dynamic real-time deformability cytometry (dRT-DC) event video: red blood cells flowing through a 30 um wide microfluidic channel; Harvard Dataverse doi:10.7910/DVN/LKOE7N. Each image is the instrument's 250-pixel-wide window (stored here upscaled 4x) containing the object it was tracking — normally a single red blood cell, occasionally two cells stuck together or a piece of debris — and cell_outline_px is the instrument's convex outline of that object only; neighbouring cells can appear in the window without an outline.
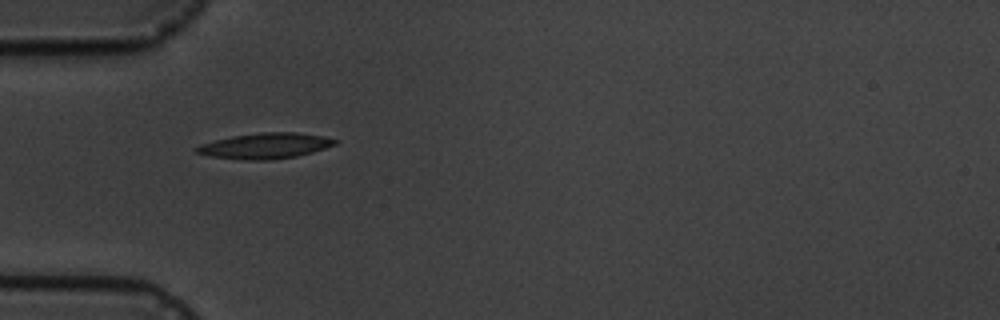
{"species": "common noctule bat (a hibernating species)", "species_latin": "Nyctalus noctula", "temperature_condition": "cold", "stored_images_in_passage": 1, "camera_frame_rate_fps": 3000, "um_per_image_px": 0.085, "animal": {"sex": "male", "body_mass_g": 19.5, "forearm_length_mm": 54.6}, "frame": {"image": 1, "passage_image": 1, "time_ms": 0.0, "image_size_px": [1000, 320], "cell_outline_px": [[340, 140], [336, 144], [312, 152], [296, 156], [272, 160], [244, 160], [212, 156], [196, 152], [192, 148], [200, 144], [232, 136], [260, 132], [296, 132], [324, 136]], "centroid_in_image_um": [22.56, 12.39], "position_along_channel_um": 62.4, "area_um2": 20.69}}